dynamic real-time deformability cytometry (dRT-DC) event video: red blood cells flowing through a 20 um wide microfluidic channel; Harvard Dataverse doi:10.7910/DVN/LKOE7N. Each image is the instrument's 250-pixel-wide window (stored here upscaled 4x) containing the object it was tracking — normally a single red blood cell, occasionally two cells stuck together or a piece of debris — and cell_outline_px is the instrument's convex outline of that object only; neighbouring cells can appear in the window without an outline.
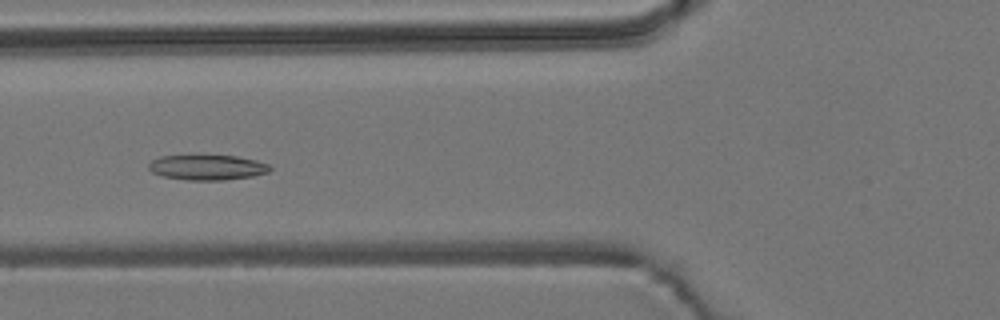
{"species": "common noctule bat (a hibernating species)", "species_latin": "Nyctalus noctula", "temperature_condition": "room temperature", "stored_images_in_passage": 9, "camera_frame_rate_fps": 3000, "um_per_image_px": 0.085, "animal": {"sex": "male", "body_mass_g": 19.2, "forearm_length_mm": 51.8}, "frame": {"image": 1, "passage_image": 7, "time_ms": 6.667, "image_size_px": [1000, 320], "cell_outline_px": [[272, 168], [268, 172], [252, 176], [224, 180], [188, 180], [164, 176], [152, 172], [148, 168], [148, 164], [152, 160], [160, 156], [236, 156], [256, 160], [268, 164]], "centroid_in_image_um": [17.62, 14.23], "position_along_channel_um": 108.2, "area_um2": 17.57}}
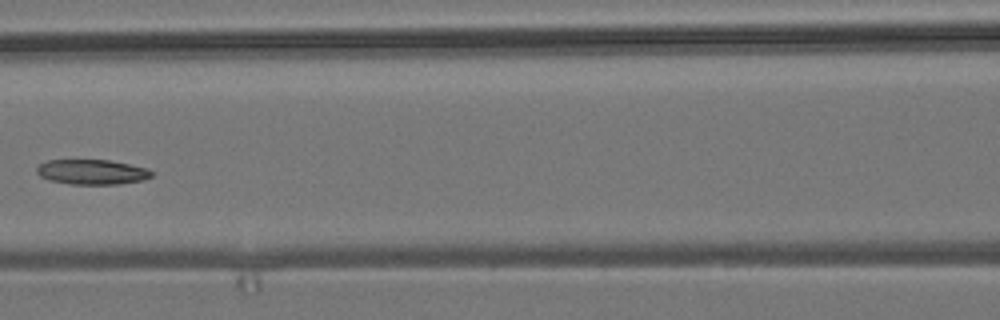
{"frame": {"image": 2, "passage_image": 8, "time_ms": 8.0, "image_size_px": [1000, 320], "cell_outline_px": [[152, 176], [144, 180], [120, 184], [72, 184], [48, 180], [40, 176], [36, 172], [36, 168], [40, 164], [48, 160], [108, 160], [148, 168], [152, 172]], "centroid_in_image_um": [7.82, 14.62], "position_along_channel_um": 158.8, "area_um2": 16.7}}
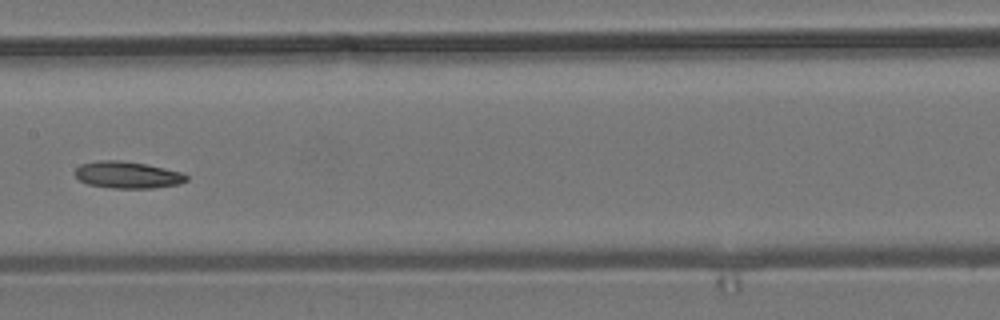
{"frame": {"image": 3, "passage_image": 9, "time_ms": 9.0, "image_size_px": [1000, 320], "cell_outline_px": [[188, 180], [180, 184], [152, 188], [112, 188], [88, 184], [80, 180], [76, 176], [76, 168], [80, 164], [100, 160], [120, 160], [144, 164], [184, 172], [188, 176]], "centroid_in_image_um": [10.87, 14.87], "position_along_channel_um": 196.5, "area_um2": 17.4}}